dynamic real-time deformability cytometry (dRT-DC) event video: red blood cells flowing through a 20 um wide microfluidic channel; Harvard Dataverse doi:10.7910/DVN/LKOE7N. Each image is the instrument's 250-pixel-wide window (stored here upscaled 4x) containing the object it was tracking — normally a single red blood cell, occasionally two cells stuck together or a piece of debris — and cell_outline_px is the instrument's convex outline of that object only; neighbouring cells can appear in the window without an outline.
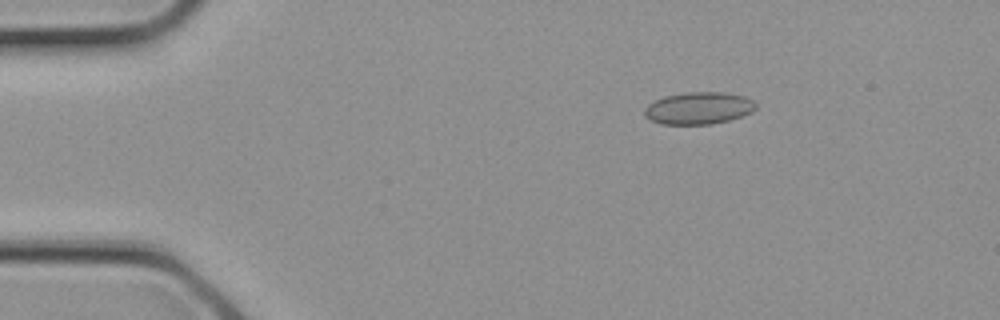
{"species": "common noctule bat (a hibernating species)", "species_latin": "Nyctalus noctula", "temperature_condition": "cold", "stored_images_in_passage": 3, "camera_frame_rate_fps": 3000, "um_per_image_px": 0.085, "animal": {"sex": "female", "body_mass_g": 21.9}, "frame": {"image": 1, "passage_image": 2, "time_ms": 0.333, "image_size_px": [1000, 320], "cell_outline_px": [[756, 108], [752, 112], [728, 120], [712, 124], [660, 124], [644, 116], [644, 108], [648, 104], [664, 96], [688, 92], [728, 92], [744, 96], [752, 100], [756, 104]], "centroid_in_image_um": [59.38, 9.18], "position_along_channel_um": 25.6, "area_um2": 20.87}}